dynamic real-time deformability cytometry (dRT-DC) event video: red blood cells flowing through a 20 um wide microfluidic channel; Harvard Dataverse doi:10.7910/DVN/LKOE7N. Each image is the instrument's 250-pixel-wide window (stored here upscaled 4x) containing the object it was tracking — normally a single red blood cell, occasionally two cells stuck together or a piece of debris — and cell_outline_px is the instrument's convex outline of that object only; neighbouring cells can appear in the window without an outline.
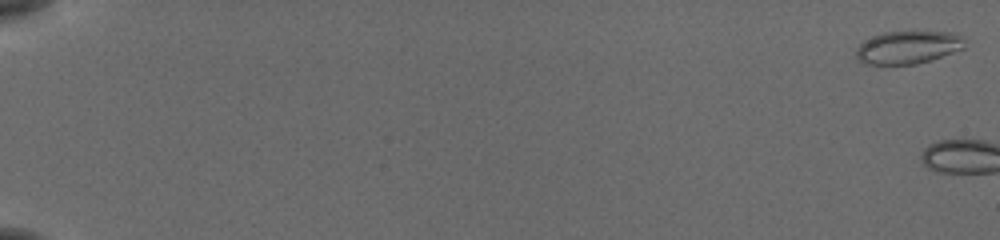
{"species": "common noctule bat (a hibernating species)", "species_latin": "Nyctalus noctula", "temperature_condition": "cold", "stored_images_in_passage": 4, "camera_frame_rate_fps": 3000, "um_per_image_px": 0.085, "animal": {"sex": "female", "body_mass_g": 19.5, "forearm_length_mm": 54.1}, "frame": {"image": 1, "passage_image": 1, "time_ms": 0.0, "image_size_px": [1000, 240], "cell_outline_px": [[964, 48], [916, 64], [868, 64], [856, 60], [856, 48], [864, 40], [872, 36], [884, 32], [956, 32], [964, 36]], "centroid_in_image_um": [77.16, 4.01], "position_along_channel_um": 7.8, "area_um2": 20.69}}